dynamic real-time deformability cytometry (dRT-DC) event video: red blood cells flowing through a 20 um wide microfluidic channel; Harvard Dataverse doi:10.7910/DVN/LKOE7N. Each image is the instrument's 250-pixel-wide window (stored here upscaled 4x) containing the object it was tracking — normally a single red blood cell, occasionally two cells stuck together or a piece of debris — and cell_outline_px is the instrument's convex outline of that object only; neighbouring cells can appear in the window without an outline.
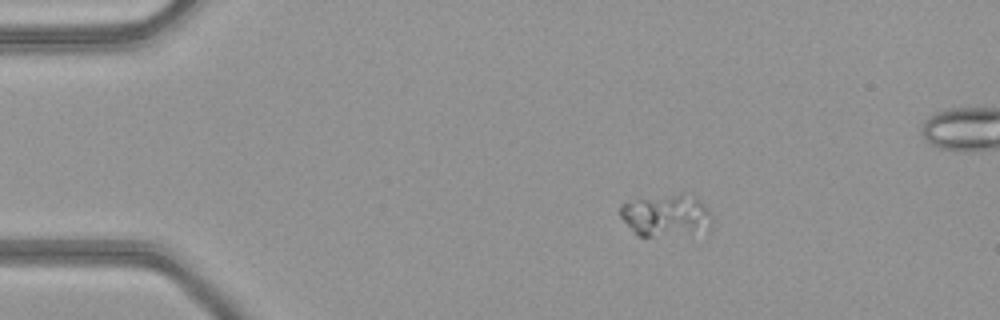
{"species": "common noctule bat (a hibernating species)", "species_latin": "Nyctalus noctula", "temperature_condition": "warm", "stored_images_in_passage": 44, "camera_frame_rate_fps": 3000, "um_per_image_px": 0.085, "animal": {"sex": "female", "body_mass_g": 21.9}, "frame": {"image": 1, "passage_image": 1, "time_ms": 0.0, "image_size_px": [1000, 320], "cell_outline_px": [[712, 220], [708, 232], [652, 236], [640, 236], [620, 216], [620, 204], [636, 200], [680, 192], [696, 196], [712, 212]], "centroid_in_image_um": [56.72, 18.29], "position_along_channel_um": 28.3, "area_um2": 22.66}}
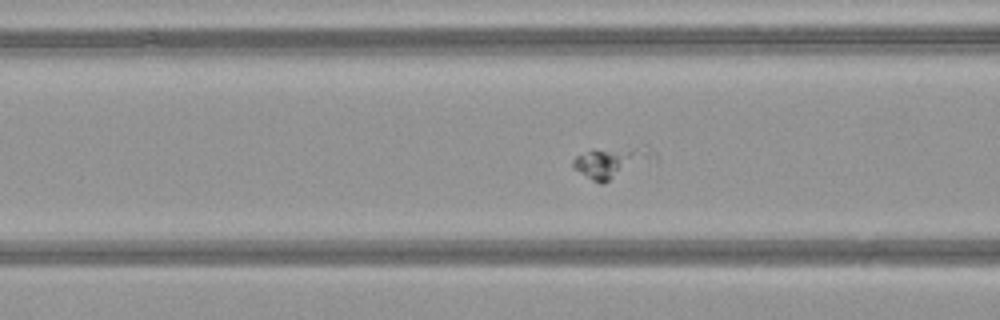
{"frame": {"image": 2, "passage_image": 12, "time_ms": 3.667, "image_size_px": [1000, 320], "cell_outline_px": [[656, 160], [604, 184], [600, 184], [592, 180], [580, 172], [572, 164], [572, 160], [576, 156], [592, 148], [644, 144], [648, 144], [656, 152]], "centroid_in_image_um": [52.12, 13.72], "position_along_channel_um": 114.5, "area_um2": 15.72}}
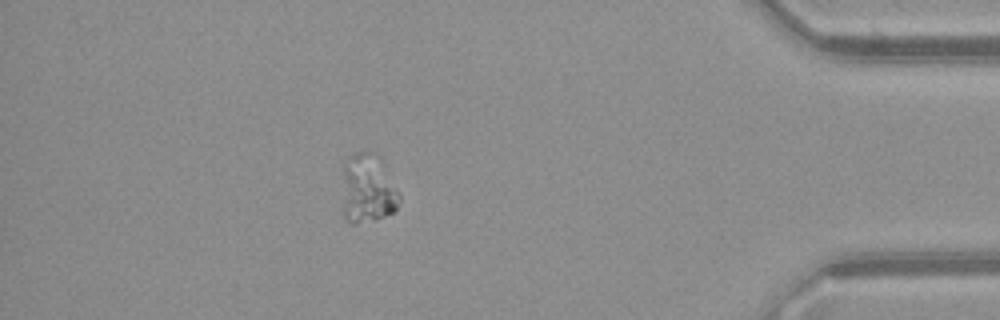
{"frame": {"image": 3, "passage_image": 37, "time_ms": 12.0, "image_size_px": [1000, 320], "cell_outline_px": [[400, 200], [396, 212], [376, 220], [352, 224], [344, 220], [344, 164], [348, 156], [356, 152], [376, 152], [380, 156], [400, 196]], "centroid_in_image_um": [31.28, 16.06], "position_along_channel_um": 403.9, "area_um2": 23.12}}